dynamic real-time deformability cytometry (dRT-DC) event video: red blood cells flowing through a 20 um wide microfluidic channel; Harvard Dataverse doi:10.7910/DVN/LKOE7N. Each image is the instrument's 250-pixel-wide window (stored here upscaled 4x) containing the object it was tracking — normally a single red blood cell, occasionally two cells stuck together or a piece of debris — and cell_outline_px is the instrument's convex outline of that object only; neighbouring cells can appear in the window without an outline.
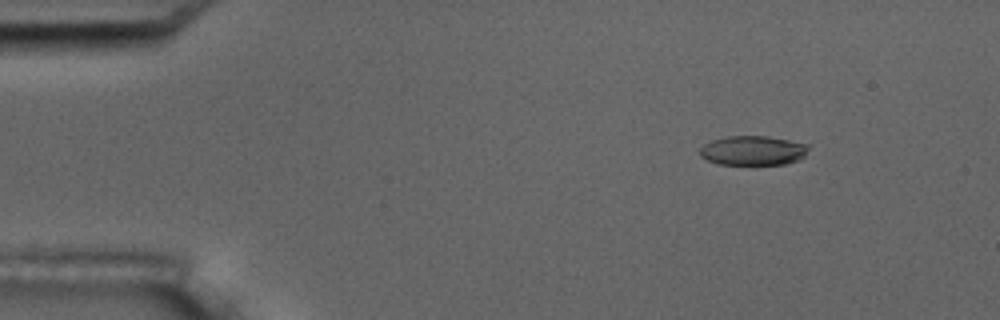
{"species": "common noctule bat (a hibernating species)", "species_latin": "Nyctalus noctula", "temperature_condition": "room temperature", "stored_images_in_passage": 5, "camera_frame_rate_fps": 3000, "um_per_image_px": 0.085, "animal": {"sex": "male", "body_mass_g": 17.5, "forearm_length_mm": 52.3}, "frame": {"image": 1, "passage_image": 3, "time_ms": 2.333, "image_size_px": [1000, 320], "cell_outline_px": [[808, 148], [804, 156], [800, 160], [784, 164], [720, 164], [708, 160], [700, 156], [700, 148], [704, 144], [712, 140], [728, 136], [768, 136], [808, 144]], "centroid_in_image_um": [64.01, 12.79], "position_along_channel_um": 21.0, "area_um2": 18.55}}